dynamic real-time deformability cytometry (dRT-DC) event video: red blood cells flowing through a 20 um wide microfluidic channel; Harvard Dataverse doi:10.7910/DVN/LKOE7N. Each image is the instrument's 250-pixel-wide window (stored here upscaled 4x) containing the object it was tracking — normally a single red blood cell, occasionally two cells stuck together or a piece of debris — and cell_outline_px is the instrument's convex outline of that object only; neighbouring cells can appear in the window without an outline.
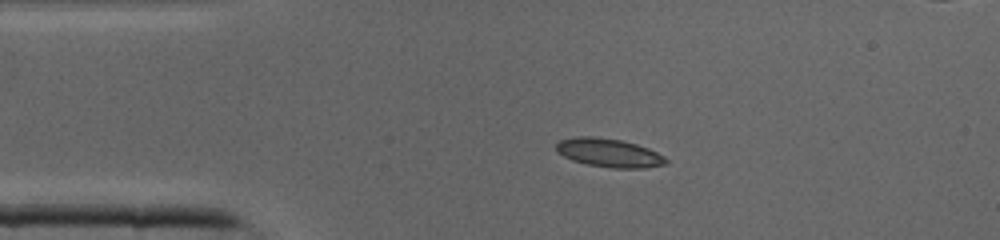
{"species": "common noctule bat (a hibernating species)", "species_latin": "Nyctalus noctula", "temperature_condition": "cold", "stored_images_in_passage": 35, "camera_frame_rate_fps": 3000, "um_per_image_px": 0.085, "animal": {"sex": "male", "body_mass_g": 19.0, "forearm_length_mm": 50.8}, "frame": {"image": 1, "passage_image": 1, "time_ms": 0.0, "image_size_px": [1000, 240], "cell_outline_px": [[668, 164], [644, 168], [612, 168], [588, 164], [572, 160], [556, 152], [556, 144], [560, 140], [576, 136], [592, 136], [620, 140], [636, 144], [648, 148], [664, 156], [668, 160]], "centroid_in_image_um": [51.76, 12.99], "position_along_channel_um": 33.2, "area_um2": 18.26}}
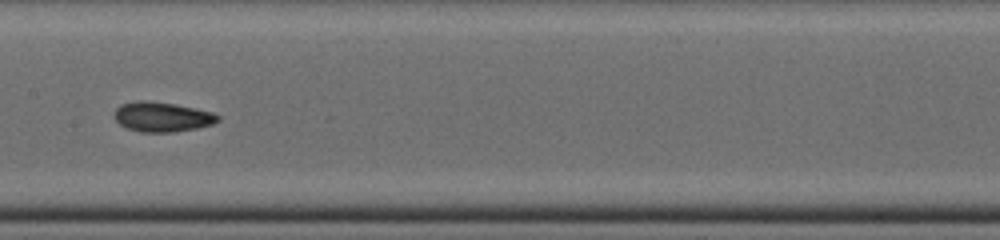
{"frame": {"image": 2, "passage_image": 13, "time_ms": 4.0, "image_size_px": [1000, 240], "cell_outline_px": [[220, 120], [212, 124], [196, 128], [172, 132], [140, 132], [128, 128], [120, 124], [116, 120], [116, 108], [120, 104], [140, 100], [172, 104], [196, 108], [212, 112], [220, 116]], "centroid_in_image_um": [13.8, 9.94], "position_along_channel_um": 193.6, "area_um2": 17.69}}
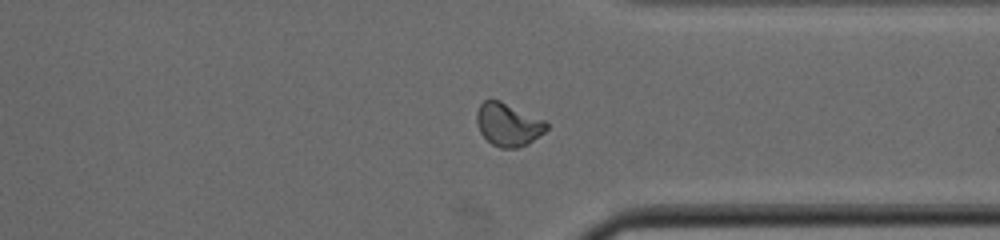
{"frame": {"image": 3, "passage_image": 24, "time_ms": 7.667, "image_size_px": [1000, 240], "cell_outline_px": [[548, 128], [544, 132], [528, 144], [516, 148], [500, 148], [492, 144], [480, 132], [476, 120], [476, 112], [480, 104], [484, 100], [500, 100], [544, 120], [548, 124]], "centroid_in_image_um": [43.18, 10.59], "position_along_channel_um": 368.2, "area_um2": 17.4}}